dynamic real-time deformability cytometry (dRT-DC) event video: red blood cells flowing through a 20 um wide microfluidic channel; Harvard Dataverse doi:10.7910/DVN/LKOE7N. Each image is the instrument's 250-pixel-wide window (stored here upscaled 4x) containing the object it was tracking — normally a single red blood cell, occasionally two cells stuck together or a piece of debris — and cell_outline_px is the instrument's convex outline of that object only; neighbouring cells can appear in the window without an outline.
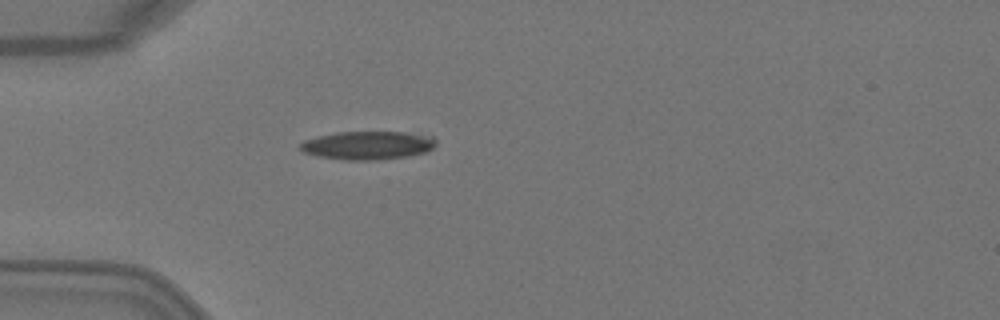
{"species": "Egyptian fruit bat (a non-hibernating species)", "species_latin": "Rousettus aegyptiacus", "temperature_condition": "warm", "stored_images_in_passage": 4, "camera_frame_rate_fps": 3000, "um_per_image_px": 0.085, "animal": {"sex": "female"}, "frame": {"image": 1, "passage_image": 4, "time_ms": 1.0, "image_size_px": [1000, 320], "cell_outline_px": [[436, 144], [432, 148], [424, 152], [408, 156], [372, 160], [344, 160], [320, 156], [304, 152], [300, 148], [300, 144], [304, 140], [316, 136], [336, 132], [404, 132], [432, 136], [436, 140]], "centroid_in_image_um": [31.25, 12.34], "position_along_channel_um": 53.8, "area_um2": 22.31}}